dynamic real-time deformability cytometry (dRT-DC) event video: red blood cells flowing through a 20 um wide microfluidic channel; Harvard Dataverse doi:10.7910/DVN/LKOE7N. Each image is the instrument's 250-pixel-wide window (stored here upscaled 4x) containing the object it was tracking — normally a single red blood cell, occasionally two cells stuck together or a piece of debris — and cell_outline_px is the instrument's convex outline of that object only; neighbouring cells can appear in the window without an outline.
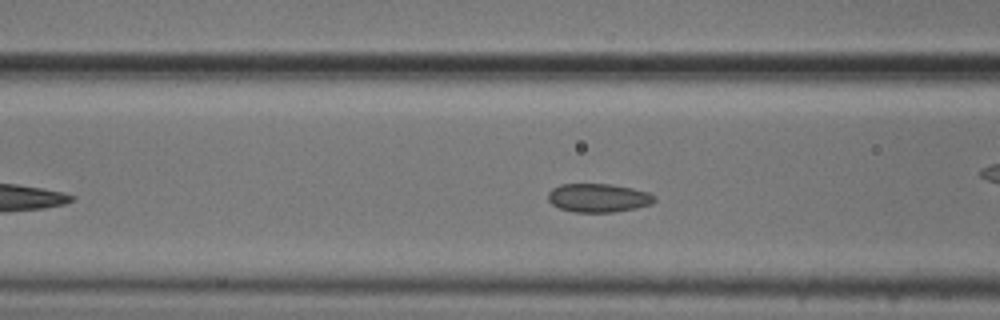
{"species": "common noctule bat (a hibernating species)", "species_latin": "Nyctalus noctula", "temperature_condition": "cold", "stored_images_in_passage": 35, "camera_frame_rate_fps": 3000, "um_per_image_px": 0.085, "animal": {"sex": "male", "body_mass_g": 20.5, "forearm_length_mm": 52.5}, "frame": {"image": 1, "passage_image": 8, "time_ms": 2.333, "image_size_px": [1000, 320], "cell_outline_px": [[656, 200], [652, 204], [636, 208], [612, 212], [572, 212], [560, 208], [552, 204], [548, 200], [548, 192], [552, 188], [560, 184], [612, 184], [632, 188], [648, 192], [656, 196]], "centroid_in_image_um": [50.86, 16.81], "position_along_channel_um": 115.7, "area_um2": 17.86}}
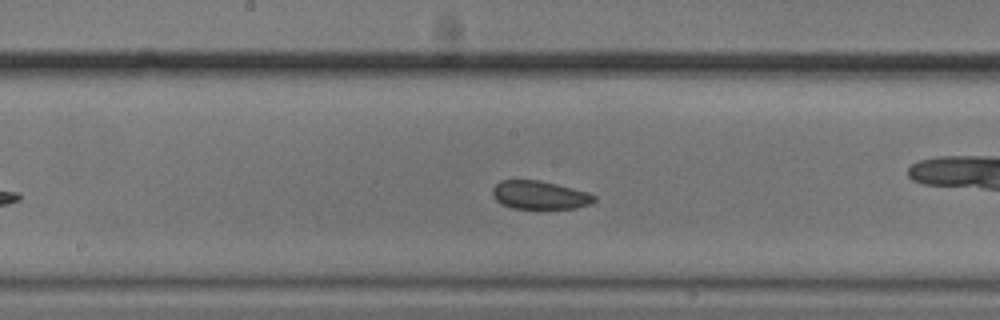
{"frame": {"image": 2, "passage_image": 15, "time_ms": 4.667, "image_size_px": [1000, 320], "cell_outline_px": [[596, 200], [592, 204], [572, 208], [512, 208], [500, 204], [492, 196], [492, 188], [500, 180], [540, 180], [588, 192], [596, 196]], "centroid_in_image_um": [45.85, 16.58], "position_along_channel_um": 202.3, "area_um2": 16.82}}
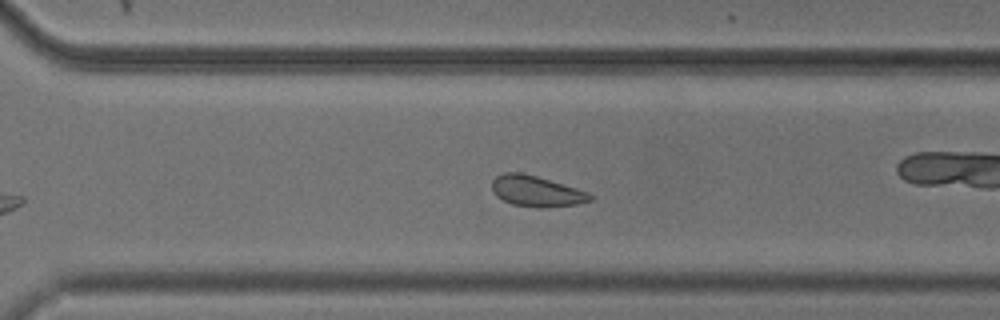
{"frame": {"image": 3, "passage_image": 25, "time_ms": 8.0, "image_size_px": [1000, 320], "cell_outline_px": [[592, 200], [576, 204], [544, 208], [540, 208], [512, 204], [496, 196], [492, 188], [492, 180], [496, 176], [504, 172], [520, 172], [536, 176], [576, 188], [588, 192], [592, 196]], "centroid_in_image_um": [45.57, 16.25], "position_along_channel_um": 325.0, "area_um2": 17.46}, "authors_computed_cell_mechanics": {"area_um2": 17.8602, "velocity_mm_per_s": 3.705, "shape_relaxation_time_tau1_ms": null, "shape_relaxation_time_tau2_ms": 4.6758, "deformation_change_tau1": null, "deformation_change_tau2": 0.0779}}